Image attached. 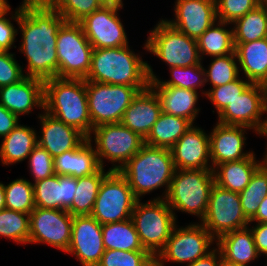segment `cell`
I'll use <instances>...</instances> for the list:
<instances>
[{
  "mask_svg": "<svg viewBox=\"0 0 267 266\" xmlns=\"http://www.w3.org/2000/svg\"><path fill=\"white\" fill-rule=\"evenodd\" d=\"M234 45L239 71L245 74V79L267 86V37Z\"/></svg>",
  "mask_w": 267,
  "mask_h": 266,
  "instance_id": "27",
  "label": "cell"
},
{
  "mask_svg": "<svg viewBox=\"0 0 267 266\" xmlns=\"http://www.w3.org/2000/svg\"><path fill=\"white\" fill-rule=\"evenodd\" d=\"M67 22L79 23L104 4L101 0H46Z\"/></svg>",
  "mask_w": 267,
  "mask_h": 266,
  "instance_id": "41",
  "label": "cell"
},
{
  "mask_svg": "<svg viewBox=\"0 0 267 266\" xmlns=\"http://www.w3.org/2000/svg\"><path fill=\"white\" fill-rule=\"evenodd\" d=\"M0 104L16 115H26L34 107L44 109V81L25 76L14 84L0 87Z\"/></svg>",
  "mask_w": 267,
  "mask_h": 266,
  "instance_id": "21",
  "label": "cell"
},
{
  "mask_svg": "<svg viewBox=\"0 0 267 266\" xmlns=\"http://www.w3.org/2000/svg\"><path fill=\"white\" fill-rule=\"evenodd\" d=\"M219 266H243V265L231 263V262L226 261L224 258H221Z\"/></svg>",
  "mask_w": 267,
  "mask_h": 266,
  "instance_id": "56",
  "label": "cell"
},
{
  "mask_svg": "<svg viewBox=\"0 0 267 266\" xmlns=\"http://www.w3.org/2000/svg\"><path fill=\"white\" fill-rule=\"evenodd\" d=\"M91 135L87 139L94 142L100 166L104 168V159L108 160L112 164L109 170L115 172H119L145 145V139L122 123L99 125L92 129Z\"/></svg>",
  "mask_w": 267,
  "mask_h": 266,
  "instance_id": "7",
  "label": "cell"
},
{
  "mask_svg": "<svg viewBox=\"0 0 267 266\" xmlns=\"http://www.w3.org/2000/svg\"><path fill=\"white\" fill-rule=\"evenodd\" d=\"M232 25H234V43H247L266 38L267 9L264 5H259Z\"/></svg>",
  "mask_w": 267,
  "mask_h": 266,
  "instance_id": "35",
  "label": "cell"
},
{
  "mask_svg": "<svg viewBox=\"0 0 267 266\" xmlns=\"http://www.w3.org/2000/svg\"><path fill=\"white\" fill-rule=\"evenodd\" d=\"M9 6L8 0H0V14H2Z\"/></svg>",
  "mask_w": 267,
  "mask_h": 266,
  "instance_id": "55",
  "label": "cell"
},
{
  "mask_svg": "<svg viewBox=\"0 0 267 266\" xmlns=\"http://www.w3.org/2000/svg\"><path fill=\"white\" fill-rule=\"evenodd\" d=\"M161 113L159 98L148 86L134 97L125 110L121 123L146 139Z\"/></svg>",
  "mask_w": 267,
  "mask_h": 266,
  "instance_id": "24",
  "label": "cell"
},
{
  "mask_svg": "<svg viewBox=\"0 0 267 266\" xmlns=\"http://www.w3.org/2000/svg\"><path fill=\"white\" fill-rule=\"evenodd\" d=\"M131 219L143 248L154 258L164 249L177 218L165 199L137 200Z\"/></svg>",
  "mask_w": 267,
  "mask_h": 266,
  "instance_id": "6",
  "label": "cell"
},
{
  "mask_svg": "<svg viewBox=\"0 0 267 266\" xmlns=\"http://www.w3.org/2000/svg\"><path fill=\"white\" fill-rule=\"evenodd\" d=\"M244 77H238L236 80L227 83L222 86H216L205 92H201L204 96L207 97L210 102H212L213 106L219 114L228 104L236 98L239 97L244 90L251 84L248 80H243Z\"/></svg>",
  "mask_w": 267,
  "mask_h": 266,
  "instance_id": "42",
  "label": "cell"
},
{
  "mask_svg": "<svg viewBox=\"0 0 267 266\" xmlns=\"http://www.w3.org/2000/svg\"><path fill=\"white\" fill-rule=\"evenodd\" d=\"M28 167L33 176V183L51 177L55 174L54 158L44 148L37 145L28 156Z\"/></svg>",
  "mask_w": 267,
  "mask_h": 266,
  "instance_id": "45",
  "label": "cell"
},
{
  "mask_svg": "<svg viewBox=\"0 0 267 266\" xmlns=\"http://www.w3.org/2000/svg\"><path fill=\"white\" fill-rule=\"evenodd\" d=\"M261 165L262 160H256L254 153L245 159L219 164L212 169L214 182L223 189L240 193Z\"/></svg>",
  "mask_w": 267,
  "mask_h": 266,
  "instance_id": "29",
  "label": "cell"
},
{
  "mask_svg": "<svg viewBox=\"0 0 267 266\" xmlns=\"http://www.w3.org/2000/svg\"><path fill=\"white\" fill-rule=\"evenodd\" d=\"M259 136H262V137L264 136V137L267 138V128H266L262 133H260ZM266 146H267V144H266ZM262 164H263L265 167H267V147H266L265 156H264V158L262 159Z\"/></svg>",
  "mask_w": 267,
  "mask_h": 266,
  "instance_id": "54",
  "label": "cell"
},
{
  "mask_svg": "<svg viewBox=\"0 0 267 266\" xmlns=\"http://www.w3.org/2000/svg\"><path fill=\"white\" fill-rule=\"evenodd\" d=\"M37 131L30 126L18 124L0 144V160L3 165H12L28 159L38 145Z\"/></svg>",
  "mask_w": 267,
  "mask_h": 266,
  "instance_id": "30",
  "label": "cell"
},
{
  "mask_svg": "<svg viewBox=\"0 0 267 266\" xmlns=\"http://www.w3.org/2000/svg\"><path fill=\"white\" fill-rule=\"evenodd\" d=\"M212 58L208 70L204 68L205 83L210 82L212 88L230 83L239 77L236 53Z\"/></svg>",
  "mask_w": 267,
  "mask_h": 266,
  "instance_id": "40",
  "label": "cell"
},
{
  "mask_svg": "<svg viewBox=\"0 0 267 266\" xmlns=\"http://www.w3.org/2000/svg\"><path fill=\"white\" fill-rule=\"evenodd\" d=\"M217 20L233 24L236 20L254 10L259 4L256 0H215Z\"/></svg>",
  "mask_w": 267,
  "mask_h": 266,
  "instance_id": "44",
  "label": "cell"
},
{
  "mask_svg": "<svg viewBox=\"0 0 267 266\" xmlns=\"http://www.w3.org/2000/svg\"><path fill=\"white\" fill-rule=\"evenodd\" d=\"M259 5H265L267 0H256Z\"/></svg>",
  "mask_w": 267,
  "mask_h": 266,
  "instance_id": "57",
  "label": "cell"
},
{
  "mask_svg": "<svg viewBox=\"0 0 267 266\" xmlns=\"http://www.w3.org/2000/svg\"><path fill=\"white\" fill-rule=\"evenodd\" d=\"M256 215L250 220L249 224L255 223H267V195L259 204Z\"/></svg>",
  "mask_w": 267,
  "mask_h": 266,
  "instance_id": "51",
  "label": "cell"
},
{
  "mask_svg": "<svg viewBox=\"0 0 267 266\" xmlns=\"http://www.w3.org/2000/svg\"><path fill=\"white\" fill-rule=\"evenodd\" d=\"M174 12L175 19L164 21L196 40L217 21L215 0H176Z\"/></svg>",
  "mask_w": 267,
  "mask_h": 266,
  "instance_id": "18",
  "label": "cell"
},
{
  "mask_svg": "<svg viewBox=\"0 0 267 266\" xmlns=\"http://www.w3.org/2000/svg\"><path fill=\"white\" fill-rule=\"evenodd\" d=\"M29 218V244H47L67 252L73 223V216L68 211L35 207Z\"/></svg>",
  "mask_w": 267,
  "mask_h": 266,
  "instance_id": "15",
  "label": "cell"
},
{
  "mask_svg": "<svg viewBox=\"0 0 267 266\" xmlns=\"http://www.w3.org/2000/svg\"><path fill=\"white\" fill-rule=\"evenodd\" d=\"M21 3L17 25L22 36L19 51L28 64L25 76L43 81L57 77V35L66 20L46 0Z\"/></svg>",
  "mask_w": 267,
  "mask_h": 266,
  "instance_id": "1",
  "label": "cell"
},
{
  "mask_svg": "<svg viewBox=\"0 0 267 266\" xmlns=\"http://www.w3.org/2000/svg\"><path fill=\"white\" fill-rule=\"evenodd\" d=\"M40 119L41 134L38 145L46 149L53 158L66 151L76 149L87 137L73 126L67 125L43 110Z\"/></svg>",
  "mask_w": 267,
  "mask_h": 266,
  "instance_id": "22",
  "label": "cell"
},
{
  "mask_svg": "<svg viewBox=\"0 0 267 266\" xmlns=\"http://www.w3.org/2000/svg\"><path fill=\"white\" fill-rule=\"evenodd\" d=\"M148 251L105 250L97 266H154Z\"/></svg>",
  "mask_w": 267,
  "mask_h": 266,
  "instance_id": "43",
  "label": "cell"
},
{
  "mask_svg": "<svg viewBox=\"0 0 267 266\" xmlns=\"http://www.w3.org/2000/svg\"><path fill=\"white\" fill-rule=\"evenodd\" d=\"M149 32L143 49L161 59L169 68L202 64L197 40L173 28L164 19Z\"/></svg>",
  "mask_w": 267,
  "mask_h": 266,
  "instance_id": "8",
  "label": "cell"
},
{
  "mask_svg": "<svg viewBox=\"0 0 267 266\" xmlns=\"http://www.w3.org/2000/svg\"><path fill=\"white\" fill-rule=\"evenodd\" d=\"M159 98L163 113L182 117L193 124L201 108L196 107L199 93L196 90L175 86H163L157 79L149 82Z\"/></svg>",
  "mask_w": 267,
  "mask_h": 266,
  "instance_id": "25",
  "label": "cell"
},
{
  "mask_svg": "<svg viewBox=\"0 0 267 266\" xmlns=\"http://www.w3.org/2000/svg\"><path fill=\"white\" fill-rule=\"evenodd\" d=\"M239 193L229 191L214 184L210 193L207 211L201 224L218 240L222 235L249 226Z\"/></svg>",
  "mask_w": 267,
  "mask_h": 266,
  "instance_id": "13",
  "label": "cell"
},
{
  "mask_svg": "<svg viewBox=\"0 0 267 266\" xmlns=\"http://www.w3.org/2000/svg\"><path fill=\"white\" fill-rule=\"evenodd\" d=\"M14 57L11 52L0 51V87L17 83L25 77L23 66Z\"/></svg>",
  "mask_w": 267,
  "mask_h": 266,
  "instance_id": "46",
  "label": "cell"
},
{
  "mask_svg": "<svg viewBox=\"0 0 267 266\" xmlns=\"http://www.w3.org/2000/svg\"><path fill=\"white\" fill-rule=\"evenodd\" d=\"M120 9L123 8L103 5L79 22L93 49L117 48L129 44L118 15Z\"/></svg>",
  "mask_w": 267,
  "mask_h": 266,
  "instance_id": "16",
  "label": "cell"
},
{
  "mask_svg": "<svg viewBox=\"0 0 267 266\" xmlns=\"http://www.w3.org/2000/svg\"><path fill=\"white\" fill-rule=\"evenodd\" d=\"M222 254L220 250L216 247L212 249L205 257H202L186 266H219Z\"/></svg>",
  "mask_w": 267,
  "mask_h": 266,
  "instance_id": "50",
  "label": "cell"
},
{
  "mask_svg": "<svg viewBox=\"0 0 267 266\" xmlns=\"http://www.w3.org/2000/svg\"><path fill=\"white\" fill-rule=\"evenodd\" d=\"M100 168L96 173L77 178V189L68 212L72 216L91 215L103 179L110 173Z\"/></svg>",
  "mask_w": 267,
  "mask_h": 266,
  "instance_id": "34",
  "label": "cell"
},
{
  "mask_svg": "<svg viewBox=\"0 0 267 266\" xmlns=\"http://www.w3.org/2000/svg\"><path fill=\"white\" fill-rule=\"evenodd\" d=\"M247 130L244 126L225 125L216 122L209 134L210 157L212 169L226 162L238 161L248 158L254 151L243 152L246 144Z\"/></svg>",
  "mask_w": 267,
  "mask_h": 266,
  "instance_id": "20",
  "label": "cell"
},
{
  "mask_svg": "<svg viewBox=\"0 0 267 266\" xmlns=\"http://www.w3.org/2000/svg\"><path fill=\"white\" fill-rule=\"evenodd\" d=\"M29 214L4 208L0 210V237L13 240L17 244H29Z\"/></svg>",
  "mask_w": 267,
  "mask_h": 266,
  "instance_id": "38",
  "label": "cell"
},
{
  "mask_svg": "<svg viewBox=\"0 0 267 266\" xmlns=\"http://www.w3.org/2000/svg\"><path fill=\"white\" fill-rule=\"evenodd\" d=\"M92 129L103 124L121 123L125 110L139 90L133 86L86 81Z\"/></svg>",
  "mask_w": 267,
  "mask_h": 266,
  "instance_id": "10",
  "label": "cell"
},
{
  "mask_svg": "<svg viewBox=\"0 0 267 266\" xmlns=\"http://www.w3.org/2000/svg\"><path fill=\"white\" fill-rule=\"evenodd\" d=\"M5 190H4V184L0 182V210H3L5 208Z\"/></svg>",
  "mask_w": 267,
  "mask_h": 266,
  "instance_id": "52",
  "label": "cell"
},
{
  "mask_svg": "<svg viewBox=\"0 0 267 266\" xmlns=\"http://www.w3.org/2000/svg\"><path fill=\"white\" fill-rule=\"evenodd\" d=\"M175 170L170 149L145 144L119 173L128 181L138 200L163 186L162 195L153 199H165Z\"/></svg>",
  "mask_w": 267,
  "mask_h": 266,
  "instance_id": "3",
  "label": "cell"
},
{
  "mask_svg": "<svg viewBox=\"0 0 267 266\" xmlns=\"http://www.w3.org/2000/svg\"><path fill=\"white\" fill-rule=\"evenodd\" d=\"M11 7L9 6L2 14H0V51H7L11 48H16V46H13L15 43L16 35H18L17 28H15L14 24L11 23L12 20L15 22H19L20 19V6L19 8H16L13 14V11L11 12ZM11 12V17H5L9 15L8 13ZM8 18V19H7Z\"/></svg>",
  "mask_w": 267,
  "mask_h": 266,
  "instance_id": "47",
  "label": "cell"
},
{
  "mask_svg": "<svg viewBox=\"0 0 267 266\" xmlns=\"http://www.w3.org/2000/svg\"><path fill=\"white\" fill-rule=\"evenodd\" d=\"M57 78L85 79L91 67L93 46L80 23L65 21L58 30Z\"/></svg>",
  "mask_w": 267,
  "mask_h": 266,
  "instance_id": "9",
  "label": "cell"
},
{
  "mask_svg": "<svg viewBox=\"0 0 267 266\" xmlns=\"http://www.w3.org/2000/svg\"><path fill=\"white\" fill-rule=\"evenodd\" d=\"M267 195V167L263 164L255 171L247 187L239 193L242 210L250 221Z\"/></svg>",
  "mask_w": 267,
  "mask_h": 266,
  "instance_id": "37",
  "label": "cell"
},
{
  "mask_svg": "<svg viewBox=\"0 0 267 266\" xmlns=\"http://www.w3.org/2000/svg\"><path fill=\"white\" fill-rule=\"evenodd\" d=\"M227 25L232 24L217 20L197 39L201 60L204 55L211 58L235 53L233 28L226 29Z\"/></svg>",
  "mask_w": 267,
  "mask_h": 266,
  "instance_id": "32",
  "label": "cell"
},
{
  "mask_svg": "<svg viewBox=\"0 0 267 266\" xmlns=\"http://www.w3.org/2000/svg\"><path fill=\"white\" fill-rule=\"evenodd\" d=\"M101 168L93 143L86 138L76 149L66 151L54 158L57 175L75 178L89 176Z\"/></svg>",
  "mask_w": 267,
  "mask_h": 266,
  "instance_id": "26",
  "label": "cell"
},
{
  "mask_svg": "<svg viewBox=\"0 0 267 266\" xmlns=\"http://www.w3.org/2000/svg\"><path fill=\"white\" fill-rule=\"evenodd\" d=\"M43 110L75 127L86 137L91 135L92 123L84 79L54 77L45 80Z\"/></svg>",
  "mask_w": 267,
  "mask_h": 266,
  "instance_id": "4",
  "label": "cell"
},
{
  "mask_svg": "<svg viewBox=\"0 0 267 266\" xmlns=\"http://www.w3.org/2000/svg\"><path fill=\"white\" fill-rule=\"evenodd\" d=\"M19 123V118L0 104V138L6 137Z\"/></svg>",
  "mask_w": 267,
  "mask_h": 266,
  "instance_id": "48",
  "label": "cell"
},
{
  "mask_svg": "<svg viewBox=\"0 0 267 266\" xmlns=\"http://www.w3.org/2000/svg\"><path fill=\"white\" fill-rule=\"evenodd\" d=\"M105 250L146 251L132 219L102 225Z\"/></svg>",
  "mask_w": 267,
  "mask_h": 266,
  "instance_id": "33",
  "label": "cell"
},
{
  "mask_svg": "<svg viewBox=\"0 0 267 266\" xmlns=\"http://www.w3.org/2000/svg\"><path fill=\"white\" fill-rule=\"evenodd\" d=\"M176 169L212 170L209 133L195 124L171 147Z\"/></svg>",
  "mask_w": 267,
  "mask_h": 266,
  "instance_id": "19",
  "label": "cell"
},
{
  "mask_svg": "<svg viewBox=\"0 0 267 266\" xmlns=\"http://www.w3.org/2000/svg\"><path fill=\"white\" fill-rule=\"evenodd\" d=\"M214 184L213 170L176 169L165 201L175 217L178 210L197 216L201 222Z\"/></svg>",
  "mask_w": 267,
  "mask_h": 266,
  "instance_id": "5",
  "label": "cell"
},
{
  "mask_svg": "<svg viewBox=\"0 0 267 266\" xmlns=\"http://www.w3.org/2000/svg\"><path fill=\"white\" fill-rule=\"evenodd\" d=\"M101 2L104 4V5H113V6H116V7H121L123 8L124 4H123V1L122 0H101Z\"/></svg>",
  "mask_w": 267,
  "mask_h": 266,
  "instance_id": "53",
  "label": "cell"
},
{
  "mask_svg": "<svg viewBox=\"0 0 267 266\" xmlns=\"http://www.w3.org/2000/svg\"><path fill=\"white\" fill-rule=\"evenodd\" d=\"M137 200L128 181L111 171L100 185L91 216L102 225L128 220Z\"/></svg>",
  "mask_w": 267,
  "mask_h": 266,
  "instance_id": "12",
  "label": "cell"
},
{
  "mask_svg": "<svg viewBox=\"0 0 267 266\" xmlns=\"http://www.w3.org/2000/svg\"><path fill=\"white\" fill-rule=\"evenodd\" d=\"M267 86L250 84L244 92L228 104L219 114L218 122L225 125L244 126L257 135L267 128Z\"/></svg>",
  "mask_w": 267,
  "mask_h": 266,
  "instance_id": "14",
  "label": "cell"
},
{
  "mask_svg": "<svg viewBox=\"0 0 267 266\" xmlns=\"http://www.w3.org/2000/svg\"><path fill=\"white\" fill-rule=\"evenodd\" d=\"M176 224L164 249L155 258L156 266H164L165 262L186 263V265L205 257L211 252L210 246L216 240L200 223H190L179 227Z\"/></svg>",
  "mask_w": 267,
  "mask_h": 266,
  "instance_id": "11",
  "label": "cell"
},
{
  "mask_svg": "<svg viewBox=\"0 0 267 266\" xmlns=\"http://www.w3.org/2000/svg\"><path fill=\"white\" fill-rule=\"evenodd\" d=\"M5 208L30 214L35 208L33 183L24 178L4 184Z\"/></svg>",
  "mask_w": 267,
  "mask_h": 266,
  "instance_id": "39",
  "label": "cell"
},
{
  "mask_svg": "<svg viewBox=\"0 0 267 266\" xmlns=\"http://www.w3.org/2000/svg\"><path fill=\"white\" fill-rule=\"evenodd\" d=\"M192 126L193 123L190 120L162 112L145 139V144L151 147L171 149Z\"/></svg>",
  "mask_w": 267,
  "mask_h": 266,
  "instance_id": "31",
  "label": "cell"
},
{
  "mask_svg": "<svg viewBox=\"0 0 267 266\" xmlns=\"http://www.w3.org/2000/svg\"><path fill=\"white\" fill-rule=\"evenodd\" d=\"M85 81L136 87L139 91L149 86L148 62L130 49L129 45L117 48L93 49L91 67Z\"/></svg>",
  "mask_w": 267,
  "mask_h": 266,
  "instance_id": "2",
  "label": "cell"
},
{
  "mask_svg": "<svg viewBox=\"0 0 267 266\" xmlns=\"http://www.w3.org/2000/svg\"><path fill=\"white\" fill-rule=\"evenodd\" d=\"M249 228L253 233L258 253L267 256V223H257Z\"/></svg>",
  "mask_w": 267,
  "mask_h": 266,
  "instance_id": "49",
  "label": "cell"
},
{
  "mask_svg": "<svg viewBox=\"0 0 267 266\" xmlns=\"http://www.w3.org/2000/svg\"><path fill=\"white\" fill-rule=\"evenodd\" d=\"M35 207L68 211L77 189V178L54 174L33 183Z\"/></svg>",
  "mask_w": 267,
  "mask_h": 266,
  "instance_id": "23",
  "label": "cell"
},
{
  "mask_svg": "<svg viewBox=\"0 0 267 266\" xmlns=\"http://www.w3.org/2000/svg\"><path fill=\"white\" fill-rule=\"evenodd\" d=\"M215 243L222 258L231 263L248 266L261 256L257 251L249 226L226 233Z\"/></svg>",
  "mask_w": 267,
  "mask_h": 266,
  "instance_id": "28",
  "label": "cell"
},
{
  "mask_svg": "<svg viewBox=\"0 0 267 266\" xmlns=\"http://www.w3.org/2000/svg\"><path fill=\"white\" fill-rule=\"evenodd\" d=\"M104 252L102 224L91 215L73 216L71 241L66 253L74 255L82 266H97Z\"/></svg>",
  "mask_w": 267,
  "mask_h": 266,
  "instance_id": "17",
  "label": "cell"
},
{
  "mask_svg": "<svg viewBox=\"0 0 267 266\" xmlns=\"http://www.w3.org/2000/svg\"><path fill=\"white\" fill-rule=\"evenodd\" d=\"M170 69V80H160L153 72L151 65L148 64L149 81L157 79L163 86H175L184 89L198 90L197 88L204 87L205 71L202 64L187 66V67H172Z\"/></svg>",
  "mask_w": 267,
  "mask_h": 266,
  "instance_id": "36",
  "label": "cell"
}]
</instances>
